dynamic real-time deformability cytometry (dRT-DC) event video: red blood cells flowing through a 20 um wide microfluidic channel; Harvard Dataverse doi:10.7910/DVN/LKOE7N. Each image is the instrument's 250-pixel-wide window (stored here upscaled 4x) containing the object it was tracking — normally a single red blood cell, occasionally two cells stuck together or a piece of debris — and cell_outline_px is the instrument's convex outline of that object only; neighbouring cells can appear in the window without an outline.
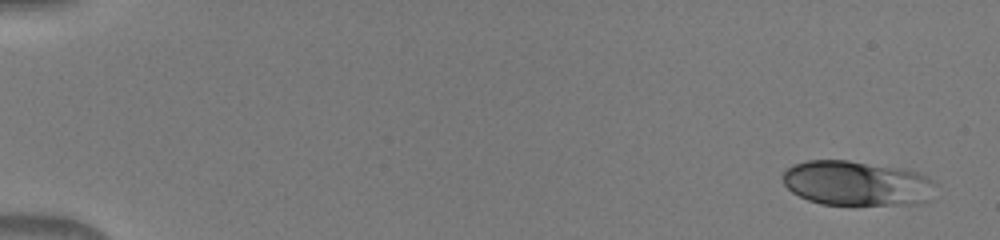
{"species": "human", "species_latin": "Homo sapiens", "temperature_condition": "warm", "stored_images_in_passage": 49, "camera_frame_rate_fps": 3000, "um_per_image_px": 0.085, "donor": {"sex": "male"}, "frame": {"image": 1, "passage_image": 1, "time_ms": 0.0, "image_size_px": [1000, 240], "cell_outline_px": [[940, 184], [932, 200], [916, 204], [820, 204], [808, 200], [792, 192], [784, 184], [780, 176], [792, 164], [808, 160], [848, 160], [904, 168], [920, 172], [928, 176]], "centroid_in_image_um": [72.92, 15.57], "position_along_channel_um": 12.1, "area_um2": 40.81}}
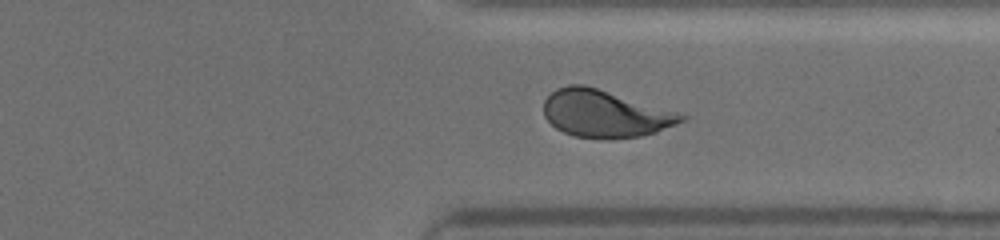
{"frame": {"image": 2, "passage_image": 38, "time_ms": 12.333, "image_size_px": [1000, 240], "cell_outline_px": [[688, 116], [684, 120], [676, 124], [656, 132], [640, 136], [608, 140], [604, 140], [572, 136], [556, 128], [544, 116], [544, 100], [556, 88], [568, 84], [584, 84], [676, 112]], "centroid_in_image_um": [51.38, 9.68], "position_along_channel_um": 360.0, "area_um2": 37.8}}
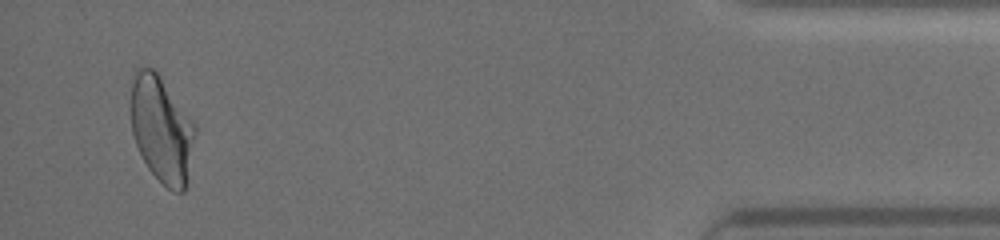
{"frame": {"image": 3, "passage_image": 47, "time_ms": 15.333, "image_size_px": [1000, 240], "cell_outline_px": [[196, 132], [188, 180], [184, 192], [172, 192], [148, 168], [136, 144], [132, 132], [128, 80], [136, 68], [140, 64], [152, 68], [160, 76], [196, 124]], "centroid_in_image_um": [13.71, 10.91], "position_along_channel_um": 421.5, "area_um2": 40.75}}